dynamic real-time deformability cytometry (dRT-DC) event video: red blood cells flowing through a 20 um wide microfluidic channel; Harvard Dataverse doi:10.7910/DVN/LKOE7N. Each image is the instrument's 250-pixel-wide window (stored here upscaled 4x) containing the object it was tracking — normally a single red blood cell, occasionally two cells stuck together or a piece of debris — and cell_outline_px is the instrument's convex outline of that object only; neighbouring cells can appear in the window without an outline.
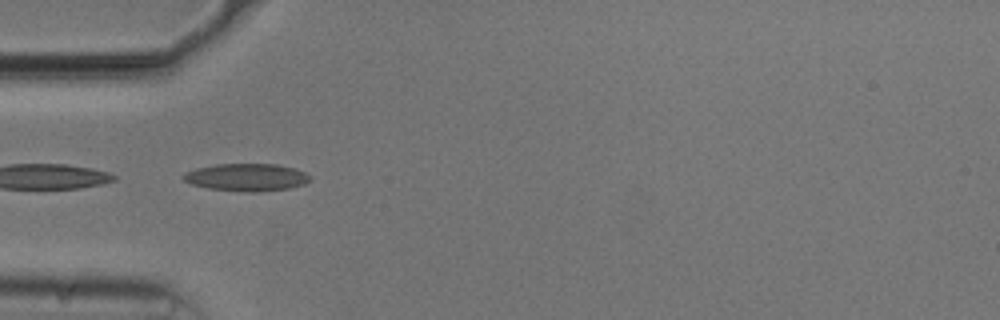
{"species": "common noctule bat (a hibernating species)", "species_latin": "Nyctalus noctula", "temperature_condition": "cold", "stored_images_in_passage": 41, "camera_frame_rate_fps": 3000, "um_per_image_px": 0.085, "animal": {"sex": "male", "body_mass_g": 20.5, "forearm_length_mm": 52.5}, "frame": {"image": 1, "passage_image": 5, "time_ms": 1.333, "image_size_px": [1000, 320], "cell_outline_px": [[312, 176], [304, 184], [288, 188], [256, 192], [248, 192], [208, 188], [192, 184], [184, 180], [184, 172], [196, 168], [216, 164], [276, 164], [296, 168]], "centroid_in_image_um": [20.97, 15.06], "position_along_channel_um": 64.0, "area_um2": 20.17}}
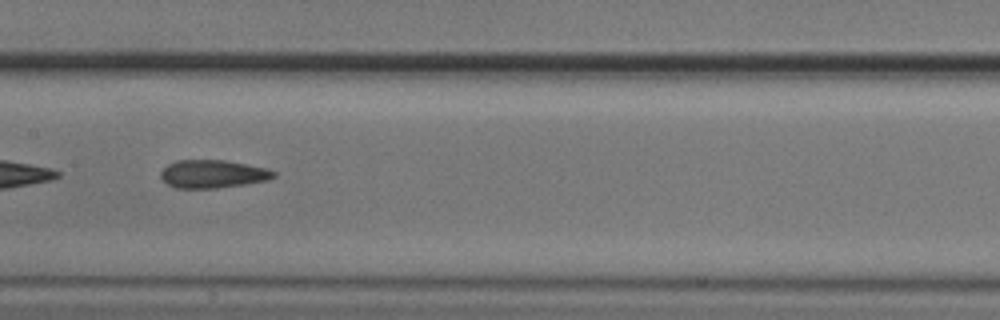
{"frame": {"image": 2, "passage_image": 15, "time_ms": 4.667, "image_size_px": [1000, 320], "cell_outline_px": [[276, 176], [268, 180], [244, 184], [216, 188], [176, 188], [168, 184], [160, 176], [160, 172], [168, 164], [176, 160], [224, 160], [268, 168], [276, 172]], "centroid_in_image_um": [18.1, 14.78], "position_along_channel_um": 189.3, "area_um2": 18.44}}
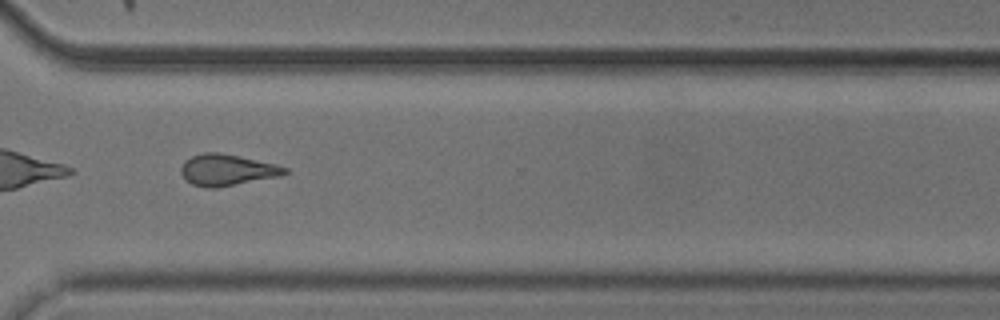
{"frame": {"image": 3, "passage_image": 28, "time_ms": 9.0, "image_size_px": [1000, 320], "cell_outline_px": [[288, 172], [280, 176], [216, 188], [204, 188], [192, 184], [180, 172], [180, 168], [184, 160], [192, 156], [204, 152], [220, 152], [240, 156], [276, 164], [288, 168]], "centroid_in_image_um": [19.29, 14.44], "position_along_channel_um": 351.3, "area_um2": 19.02}, "authors_computed_cell_mechanics": {"area_um2": 18.6116, "velocity_mm_per_s": 3.7549, "shape_relaxation_time_tau1_ms": 6.4611, "shape_relaxation_time_tau2_ms": 1.3178, "deformation_change_tau1": 0.1624, "deformation_change_tau2": 0.0995}}